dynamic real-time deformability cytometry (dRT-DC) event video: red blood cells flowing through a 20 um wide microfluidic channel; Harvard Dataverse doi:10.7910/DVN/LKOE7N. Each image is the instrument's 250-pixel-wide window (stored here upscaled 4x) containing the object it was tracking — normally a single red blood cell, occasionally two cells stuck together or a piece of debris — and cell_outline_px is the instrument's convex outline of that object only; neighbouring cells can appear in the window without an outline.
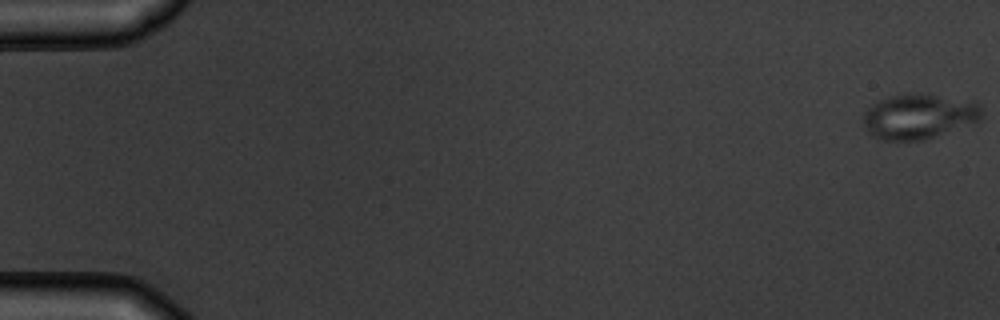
{"species": "common noctule bat (a hibernating species)", "species_latin": "Nyctalus noctula", "temperature_condition": "warm", "stored_images_in_passage": 9, "camera_frame_rate_fps": 3000, "um_per_image_px": 0.085, "animal": {"sex": "male", "body_mass_g": 19.5, "forearm_length_mm": 54.6}, "frame": {"image": 1, "passage_image": 1, "time_ms": 0.0, "image_size_px": [1000, 320], "cell_outline_px": [[984, 116], [980, 120], [924, 140], [880, 140], [872, 136], [868, 132], [864, 124], [864, 112], [876, 100], [888, 96], [904, 92], [924, 92], [976, 100], [980, 104]], "centroid_in_image_um": [78.13, 9.84], "position_along_channel_um": 6.9, "area_um2": 32.02}}